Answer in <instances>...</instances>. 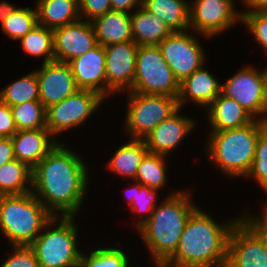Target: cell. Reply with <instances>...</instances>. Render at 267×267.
<instances>
[{"mask_svg": "<svg viewBox=\"0 0 267 267\" xmlns=\"http://www.w3.org/2000/svg\"><path fill=\"white\" fill-rule=\"evenodd\" d=\"M126 191H129L131 195L128 197L130 199L129 204L131 205V208L133 207L132 210L136 211L138 214L150 212L146 218H143L136 223L137 228H139L144 222L150 219L151 213L155 209V195L157 189L143 186L137 182L134 187L130 188V190L127 189Z\"/></svg>", "mask_w": 267, "mask_h": 267, "instance_id": "obj_34", "label": "cell"}, {"mask_svg": "<svg viewBox=\"0 0 267 267\" xmlns=\"http://www.w3.org/2000/svg\"><path fill=\"white\" fill-rule=\"evenodd\" d=\"M148 152L144 139H132L118 148L108 164V169L135 180L139 165Z\"/></svg>", "mask_w": 267, "mask_h": 267, "instance_id": "obj_26", "label": "cell"}, {"mask_svg": "<svg viewBox=\"0 0 267 267\" xmlns=\"http://www.w3.org/2000/svg\"><path fill=\"white\" fill-rule=\"evenodd\" d=\"M59 226L40 233L30 247L39 267H80L81 253L76 245L74 216H62Z\"/></svg>", "mask_w": 267, "mask_h": 267, "instance_id": "obj_6", "label": "cell"}, {"mask_svg": "<svg viewBox=\"0 0 267 267\" xmlns=\"http://www.w3.org/2000/svg\"><path fill=\"white\" fill-rule=\"evenodd\" d=\"M98 44L107 46L114 43L134 41L131 29V13L108 11L90 21Z\"/></svg>", "mask_w": 267, "mask_h": 267, "instance_id": "obj_20", "label": "cell"}, {"mask_svg": "<svg viewBox=\"0 0 267 267\" xmlns=\"http://www.w3.org/2000/svg\"><path fill=\"white\" fill-rule=\"evenodd\" d=\"M266 124L265 121L254 119L241 128L212 131L208 143L212 163L228 176H248L254 162L260 130Z\"/></svg>", "mask_w": 267, "mask_h": 267, "instance_id": "obj_5", "label": "cell"}, {"mask_svg": "<svg viewBox=\"0 0 267 267\" xmlns=\"http://www.w3.org/2000/svg\"><path fill=\"white\" fill-rule=\"evenodd\" d=\"M56 220L32 192L0 196V229L13 246H30Z\"/></svg>", "mask_w": 267, "mask_h": 267, "instance_id": "obj_4", "label": "cell"}, {"mask_svg": "<svg viewBox=\"0 0 267 267\" xmlns=\"http://www.w3.org/2000/svg\"><path fill=\"white\" fill-rule=\"evenodd\" d=\"M14 253L1 267H39L34 250L30 246H13Z\"/></svg>", "mask_w": 267, "mask_h": 267, "instance_id": "obj_37", "label": "cell"}, {"mask_svg": "<svg viewBox=\"0 0 267 267\" xmlns=\"http://www.w3.org/2000/svg\"><path fill=\"white\" fill-rule=\"evenodd\" d=\"M243 215L242 218L259 234L267 248V211L264 209L263 216L259 218H250L246 213Z\"/></svg>", "mask_w": 267, "mask_h": 267, "instance_id": "obj_40", "label": "cell"}, {"mask_svg": "<svg viewBox=\"0 0 267 267\" xmlns=\"http://www.w3.org/2000/svg\"><path fill=\"white\" fill-rule=\"evenodd\" d=\"M17 131L46 129V109L40 101L10 106Z\"/></svg>", "mask_w": 267, "mask_h": 267, "instance_id": "obj_30", "label": "cell"}, {"mask_svg": "<svg viewBox=\"0 0 267 267\" xmlns=\"http://www.w3.org/2000/svg\"><path fill=\"white\" fill-rule=\"evenodd\" d=\"M104 97L89 90L75 94L46 109V129L56 135L81 125L101 105Z\"/></svg>", "mask_w": 267, "mask_h": 267, "instance_id": "obj_10", "label": "cell"}, {"mask_svg": "<svg viewBox=\"0 0 267 267\" xmlns=\"http://www.w3.org/2000/svg\"><path fill=\"white\" fill-rule=\"evenodd\" d=\"M14 159L12 138H0V167Z\"/></svg>", "mask_w": 267, "mask_h": 267, "instance_id": "obj_41", "label": "cell"}, {"mask_svg": "<svg viewBox=\"0 0 267 267\" xmlns=\"http://www.w3.org/2000/svg\"><path fill=\"white\" fill-rule=\"evenodd\" d=\"M248 175H252L267 193V124L260 130L254 162Z\"/></svg>", "mask_w": 267, "mask_h": 267, "instance_id": "obj_35", "label": "cell"}, {"mask_svg": "<svg viewBox=\"0 0 267 267\" xmlns=\"http://www.w3.org/2000/svg\"><path fill=\"white\" fill-rule=\"evenodd\" d=\"M221 92L238 102L253 118L262 115L260 120L267 122V72L245 67L238 71L226 83Z\"/></svg>", "mask_w": 267, "mask_h": 267, "instance_id": "obj_9", "label": "cell"}, {"mask_svg": "<svg viewBox=\"0 0 267 267\" xmlns=\"http://www.w3.org/2000/svg\"><path fill=\"white\" fill-rule=\"evenodd\" d=\"M18 8H14L7 2L0 3V20L1 23L12 13H14Z\"/></svg>", "mask_w": 267, "mask_h": 267, "instance_id": "obj_44", "label": "cell"}, {"mask_svg": "<svg viewBox=\"0 0 267 267\" xmlns=\"http://www.w3.org/2000/svg\"><path fill=\"white\" fill-rule=\"evenodd\" d=\"M126 128L132 139H143L179 108L178 97L128 92Z\"/></svg>", "mask_w": 267, "mask_h": 267, "instance_id": "obj_8", "label": "cell"}, {"mask_svg": "<svg viewBox=\"0 0 267 267\" xmlns=\"http://www.w3.org/2000/svg\"><path fill=\"white\" fill-rule=\"evenodd\" d=\"M131 29L133 40L138 46L159 45L173 33L163 20L142 5L131 14Z\"/></svg>", "mask_w": 267, "mask_h": 267, "instance_id": "obj_23", "label": "cell"}, {"mask_svg": "<svg viewBox=\"0 0 267 267\" xmlns=\"http://www.w3.org/2000/svg\"><path fill=\"white\" fill-rule=\"evenodd\" d=\"M32 177L33 170L18 159L5 163L0 167V196L32 192L27 185L28 183L32 186Z\"/></svg>", "mask_w": 267, "mask_h": 267, "instance_id": "obj_27", "label": "cell"}, {"mask_svg": "<svg viewBox=\"0 0 267 267\" xmlns=\"http://www.w3.org/2000/svg\"><path fill=\"white\" fill-rule=\"evenodd\" d=\"M16 132L11 108L0 100V138H11Z\"/></svg>", "mask_w": 267, "mask_h": 267, "instance_id": "obj_39", "label": "cell"}, {"mask_svg": "<svg viewBox=\"0 0 267 267\" xmlns=\"http://www.w3.org/2000/svg\"><path fill=\"white\" fill-rule=\"evenodd\" d=\"M55 61L69 63L98 45L90 21L82 19L53 30Z\"/></svg>", "mask_w": 267, "mask_h": 267, "instance_id": "obj_15", "label": "cell"}, {"mask_svg": "<svg viewBox=\"0 0 267 267\" xmlns=\"http://www.w3.org/2000/svg\"><path fill=\"white\" fill-rule=\"evenodd\" d=\"M80 18L92 19L106 14L112 10L110 0H78Z\"/></svg>", "mask_w": 267, "mask_h": 267, "instance_id": "obj_38", "label": "cell"}, {"mask_svg": "<svg viewBox=\"0 0 267 267\" xmlns=\"http://www.w3.org/2000/svg\"><path fill=\"white\" fill-rule=\"evenodd\" d=\"M128 258L121 249L100 248L86 256L81 253L80 267H129Z\"/></svg>", "mask_w": 267, "mask_h": 267, "instance_id": "obj_33", "label": "cell"}, {"mask_svg": "<svg viewBox=\"0 0 267 267\" xmlns=\"http://www.w3.org/2000/svg\"><path fill=\"white\" fill-rule=\"evenodd\" d=\"M196 209L188 193H173L156 206L150 219L138 228L158 267L177 250L186 223Z\"/></svg>", "mask_w": 267, "mask_h": 267, "instance_id": "obj_3", "label": "cell"}, {"mask_svg": "<svg viewBox=\"0 0 267 267\" xmlns=\"http://www.w3.org/2000/svg\"><path fill=\"white\" fill-rule=\"evenodd\" d=\"M138 45L134 41L105 46L106 95L132 89ZM126 87V88H125Z\"/></svg>", "mask_w": 267, "mask_h": 267, "instance_id": "obj_14", "label": "cell"}, {"mask_svg": "<svg viewBox=\"0 0 267 267\" xmlns=\"http://www.w3.org/2000/svg\"><path fill=\"white\" fill-rule=\"evenodd\" d=\"M221 87L222 84L218 83L209 71L201 67L180 82V91L177 98L179 108L187 101L188 96L196 104L207 108L221 93Z\"/></svg>", "mask_w": 267, "mask_h": 267, "instance_id": "obj_21", "label": "cell"}, {"mask_svg": "<svg viewBox=\"0 0 267 267\" xmlns=\"http://www.w3.org/2000/svg\"><path fill=\"white\" fill-rule=\"evenodd\" d=\"M38 25L55 29L80 20L78 0H38Z\"/></svg>", "mask_w": 267, "mask_h": 267, "instance_id": "obj_24", "label": "cell"}, {"mask_svg": "<svg viewBox=\"0 0 267 267\" xmlns=\"http://www.w3.org/2000/svg\"><path fill=\"white\" fill-rule=\"evenodd\" d=\"M243 3H245L247 7H249V10L248 12L244 11L241 14L251 13L258 10H267V0H243Z\"/></svg>", "mask_w": 267, "mask_h": 267, "instance_id": "obj_43", "label": "cell"}, {"mask_svg": "<svg viewBox=\"0 0 267 267\" xmlns=\"http://www.w3.org/2000/svg\"><path fill=\"white\" fill-rule=\"evenodd\" d=\"M111 1V7L113 11H122L126 13L132 8H134L135 5L138 4V6L142 5V0H110Z\"/></svg>", "mask_w": 267, "mask_h": 267, "instance_id": "obj_42", "label": "cell"}, {"mask_svg": "<svg viewBox=\"0 0 267 267\" xmlns=\"http://www.w3.org/2000/svg\"><path fill=\"white\" fill-rule=\"evenodd\" d=\"M142 6L163 20L173 32L189 30V4L184 0H143Z\"/></svg>", "mask_w": 267, "mask_h": 267, "instance_id": "obj_25", "label": "cell"}, {"mask_svg": "<svg viewBox=\"0 0 267 267\" xmlns=\"http://www.w3.org/2000/svg\"><path fill=\"white\" fill-rule=\"evenodd\" d=\"M241 15V22L250 29L258 44L267 51V10H258Z\"/></svg>", "mask_w": 267, "mask_h": 267, "instance_id": "obj_36", "label": "cell"}, {"mask_svg": "<svg viewBox=\"0 0 267 267\" xmlns=\"http://www.w3.org/2000/svg\"><path fill=\"white\" fill-rule=\"evenodd\" d=\"M165 156L148 152L142 159L135 181L152 189H160L166 181Z\"/></svg>", "mask_w": 267, "mask_h": 267, "instance_id": "obj_31", "label": "cell"}, {"mask_svg": "<svg viewBox=\"0 0 267 267\" xmlns=\"http://www.w3.org/2000/svg\"><path fill=\"white\" fill-rule=\"evenodd\" d=\"M105 62V47L98 44L68 63L79 90L93 91L106 98Z\"/></svg>", "mask_w": 267, "mask_h": 267, "instance_id": "obj_17", "label": "cell"}, {"mask_svg": "<svg viewBox=\"0 0 267 267\" xmlns=\"http://www.w3.org/2000/svg\"><path fill=\"white\" fill-rule=\"evenodd\" d=\"M38 24L37 9L19 7L1 24L3 31L11 39H21Z\"/></svg>", "mask_w": 267, "mask_h": 267, "instance_id": "obj_32", "label": "cell"}, {"mask_svg": "<svg viewBox=\"0 0 267 267\" xmlns=\"http://www.w3.org/2000/svg\"><path fill=\"white\" fill-rule=\"evenodd\" d=\"M178 111L179 109L143 138L150 153L167 156L194 128L195 122L179 115Z\"/></svg>", "mask_w": 267, "mask_h": 267, "instance_id": "obj_18", "label": "cell"}, {"mask_svg": "<svg viewBox=\"0 0 267 267\" xmlns=\"http://www.w3.org/2000/svg\"><path fill=\"white\" fill-rule=\"evenodd\" d=\"M47 129L17 131L11 138L14 156L32 170L58 144ZM50 139V140H49Z\"/></svg>", "mask_w": 267, "mask_h": 267, "instance_id": "obj_19", "label": "cell"}, {"mask_svg": "<svg viewBox=\"0 0 267 267\" xmlns=\"http://www.w3.org/2000/svg\"><path fill=\"white\" fill-rule=\"evenodd\" d=\"M207 108L212 131L241 128L255 119L238 102L225 96L222 92Z\"/></svg>", "mask_w": 267, "mask_h": 267, "instance_id": "obj_22", "label": "cell"}, {"mask_svg": "<svg viewBox=\"0 0 267 267\" xmlns=\"http://www.w3.org/2000/svg\"><path fill=\"white\" fill-rule=\"evenodd\" d=\"M158 46L179 83L201 68L205 61L203 48L188 30L173 32Z\"/></svg>", "mask_w": 267, "mask_h": 267, "instance_id": "obj_11", "label": "cell"}, {"mask_svg": "<svg viewBox=\"0 0 267 267\" xmlns=\"http://www.w3.org/2000/svg\"><path fill=\"white\" fill-rule=\"evenodd\" d=\"M238 220L219 225L198 207L186 223L177 250L161 267H226L228 239Z\"/></svg>", "mask_w": 267, "mask_h": 267, "instance_id": "obj_2", "label": "cell"}, {"mask_svg": "<svg viewBox=\"0 0 267 267\" xmlns=\"http://www.w3.org/2000/svg\"><path fill=\"white\" fill-rule=\"evenodd\" d=\"M179 91L180 83L159 46H138L135 79L128 92L178 97Z\"/></svg>", "mask_w": 267, "mask_h": 267, "instance_id": "obj_7", "label": "cell"}, {"mask_svg": "<svg viewBox=\"0 0 267 267\" xmlns=\"http://www.w3.org/2000/svg\"><path fill=\"white\" fill-rule=\"evenodd\" d=\"M0 100L9 106L40 101L36 71L21 77L0 92Z\"/></svg>", "mask_w": 267, "mask_h": 267, "instance_id": "obj_28", "label": "cell"}, {"mask_svg": "<svg viewBox=\"0 0 267 267\" xmlns=\"http://www.w3.org/2000/svg\"><path fill=\"white\" fill-rule=\"evenodd\" d=\"M22 49L33 56H45L43 63L55 61L53 29L36 25L20 39Z\"/></svg>", "mask_w": 267, "mask_h": 267, "instance_id": "obj_29", "label": "cell"}, {"mask_svg": "<svg viewBox=\"0 0 267 267\" xmlns=\"http://www.w3.org/2000/svg\"><path fill=\"white\" fill-rule=\"evenodd\" d=\"M226 267H267V248L259 234L242 218L228 239Z\"/></svg>", "mask_w": 267, "mask_h": 267, "instance_id": "obj_12", "label": "cell"}, {"mask_svg": "<svg viewBox=\"0 0 267 267\" xmlns=\"http://www.w3.org/2000/svg\"><path fill=\"white\" fill-rule=\"evenodd\" d=\"M84 163L65 145L57 144L33 168L32 193L53 216L58 212L74 216L80 209L89 181Z\"/></svg>", "mask_w": 267, "mask_h": 267, "instance_id": "obj_1", "label": "cell"}, {"mask_svg": "<svg viewBox=\"0 0 267 267\" xmlns=\"http://www.w3.org/2000/svg\"><path fill=\"white\" fill-rule=\"evenodd\" d=\"M239 20L242 15L235 11L233 0H195L189 6V28L207 38L223 32Z\"/></svg>", "mask_w": 267, "mask_h": 267, "instance_id": "obj_13", "label": "cell"}, {"mask_svg": "<svg viewBox=\"0 0 267 267\" xmlns=\"http://www.w3.org/2000/svg\"><path fill=\"white\" fill-rule=\"evenodd\" d=\"M40 102L45 109L75 94L79 89L68 63H43L36 71Z\"/></svg>", "mask_w": 267, "mask_h": 267, "instance_id": "obj_16", "label": "cell"}]
</instances>
